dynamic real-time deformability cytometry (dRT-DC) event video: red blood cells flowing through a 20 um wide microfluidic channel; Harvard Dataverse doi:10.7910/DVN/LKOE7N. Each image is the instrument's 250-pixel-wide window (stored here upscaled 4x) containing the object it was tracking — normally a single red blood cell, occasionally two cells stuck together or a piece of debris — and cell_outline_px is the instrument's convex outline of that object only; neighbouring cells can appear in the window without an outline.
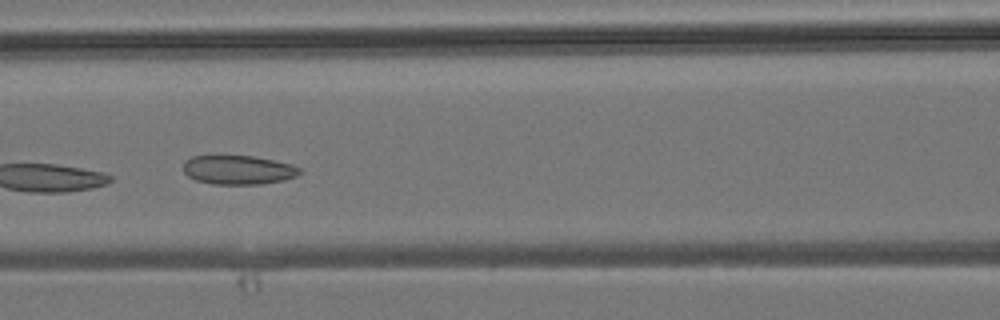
{"species": "common noctule bat (a hibernating species)", "species_latin": "Nyctalus noctula", "temperature_condition": "room temperature", "stored_images_in_passage": 6, "camera_frame_rate_fps": 3000, "um_per_image_px": 0.085, "animal": {"sex": "male", "body_mass_g": 19.2, "forearm_length_mm": 51.8}, "frame": {"image": 1, "passage_image": 6, "time_ms": 5.667, "image_size_px": [1000, 320], "cell_outline_px": [[300, 172], [296, 176], [284, 180], [260, 184], [212, 184], [196, 180], [188, 176], [184, 172], [184, 160], [192, 156], [252, 156], [292, 164], [300, 168]], "centroid_in_image_um": [20.23, 14.44], "position_along_channel_um": 146.4, "area_um2": 19.59}}